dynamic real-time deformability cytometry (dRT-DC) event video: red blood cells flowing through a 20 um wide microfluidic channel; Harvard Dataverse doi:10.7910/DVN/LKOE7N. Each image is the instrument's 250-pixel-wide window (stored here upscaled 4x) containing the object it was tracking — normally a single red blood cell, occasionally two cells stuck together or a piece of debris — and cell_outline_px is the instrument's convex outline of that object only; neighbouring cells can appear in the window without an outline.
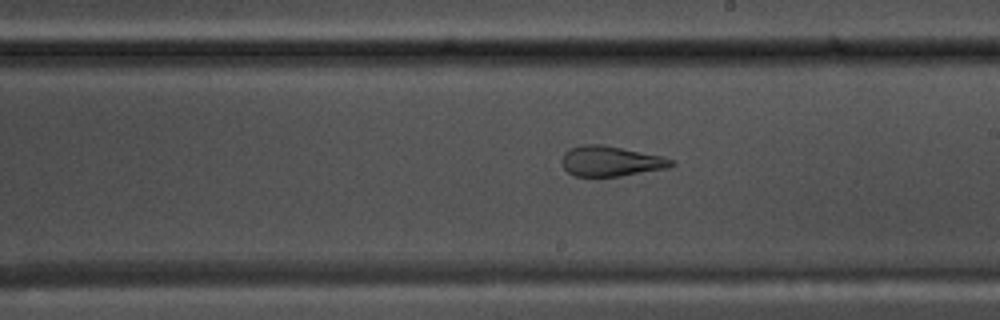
{"species": "common noctule bat (a hibernating species)", "species_latin": "Nyctalus noctula", "temperature_condition": "warm", "stored_images_in_passage": 52, "camera_frame_rate_fps": 3000, "um_per_image_px": 0.085, "animal": {"sex": "male", "body_mass_g": 17.5, "forearm_length_mm": 52.3}, "frame": {"image": 1, "passage_image": 29, "time_ms": 9.333, "image_size_px": [1000, 320], "cell_outline_px": [[676, 164], [668, 168], [620, 176], [576, 176], [568, 172], [564, 168], [560, 160], [564, 152], [568, 148], [584, 144], [600, 144], [660, 156], [672, 160]], "centroid_in_image_um": [51.86, 13.7], "position_along_channel_um": 237.1, "area_um2": 19.13}}
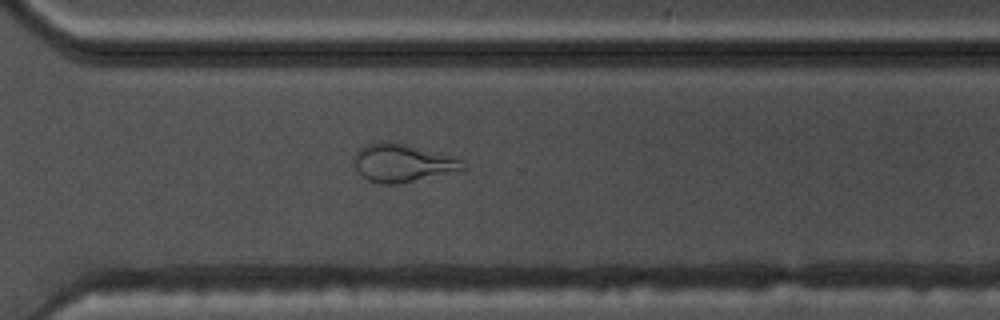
{"frame": {"image": 2, "passage_image": 37, "time_ms": 12.0, "image_size_px": [1000, 320], "cell_outline_px": [[464, 172], [396, 184], [380, 184], [368, 180], [356, 168], [352, 160], [356, 152], [360, 148], [368, 144], [404, 144], [460, 156], [464, 168]], "centroid_in_image_um": [34.34, 13.89], "position_along_channel_um": 336.3, "area_um2": 24.22}}
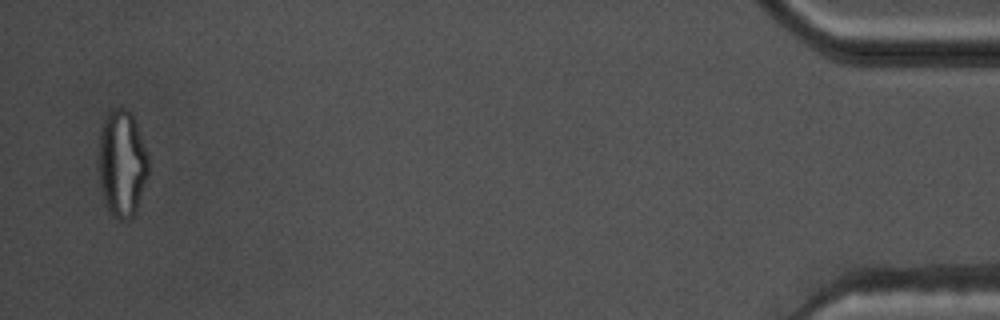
{"frame": {"image": 3, "passage_image": 51, "time_ms": 16.667, "image_size_px": [1000, 320], "cell_outline_px": [[148, 176], [136, 212], [128, 220], [120, 220], [108, 212], [100, 188], [100, 132], [104, 120], [108, 112], [112, 108], [120, 104], [128, 108], [132, 112], [148, 156]], "centroid_in_image_um": [10.38, 13.87], "position_along_channel_um": 424.8, "area_um2": 31.21}, "authors_computed_cell_mechanics": {"area_um2": 25.1719, "velocity_mm_per_s": 3.7239, "shape_relaxation_time_tau1_ms": null, "shape_relaxation_time_tau2_ms": 1.5136, "deformation_change_tau1": null, "deformation_change_tau2": 0.107}}